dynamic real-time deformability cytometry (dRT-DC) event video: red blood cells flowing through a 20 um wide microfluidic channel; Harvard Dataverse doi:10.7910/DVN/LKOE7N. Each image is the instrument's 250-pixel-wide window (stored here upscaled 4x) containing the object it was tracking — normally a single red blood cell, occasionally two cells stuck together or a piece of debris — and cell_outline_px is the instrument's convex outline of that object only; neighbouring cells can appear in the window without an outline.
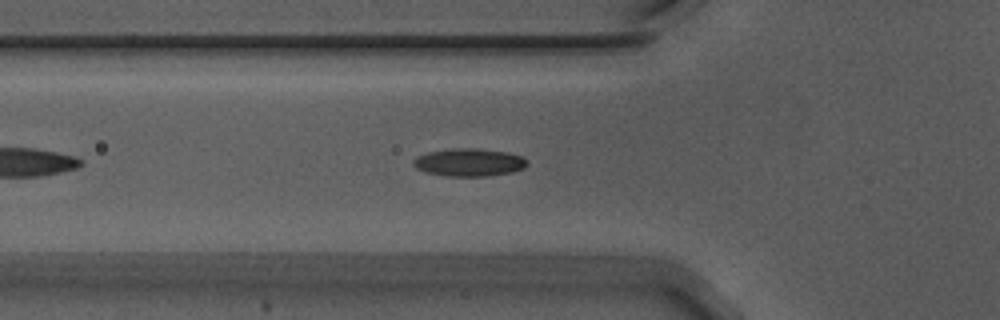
{"species": "Egyptian fruit bat (a non-hibernating species)", "species_latin": "Rousettus aegyptiacus", "temperature_condition": "warm", "stored_images_in_passage": 38, "camera_frame_rate_fps": 3000, "um_per_image_px": 0.085, "animal": {"sex": "male"}, "frame": {"image": 1, "passage_image": 8, "time_ms": 2.333, "image_size_px": [1000, 320], "cell_outline_px": [[528, 164], [524, 168], [512, 172], [488, 176], [444, 176], [424, 172], [416, 168], [412, 164], [412, 160], [416, 156], [428, 152], [452, 148], [472, 148], [508, 152], [520, 156], [528, 160]], "centroid_in_image_um": [39.84, 13.8], "position_along_channel_um": 86.0, "area_um2": 18.61}}
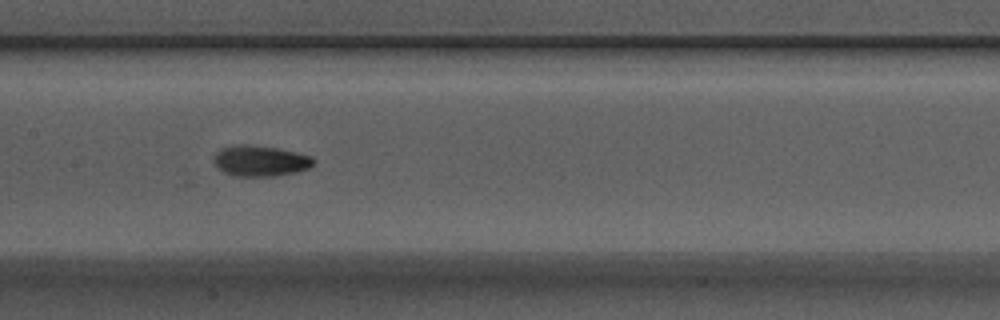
{"frame": {"image": 2, "passage_image": 16, "time_ms": 5.0, "image_size_px": [1000, 320], "cell_outline_px": [[316, 160], [308, 168], [296, 172], [276, 176], [232, 176], [216, 168], [212, 160], [216, 152], [224, 148], [240, 144], [244, 144], [276, 148], [296, 152], [308, 156]], "centroid_in_image_um": [22.08, 13.69], "position_along_channel_um": 185.3, "area_um2": 17.8}}
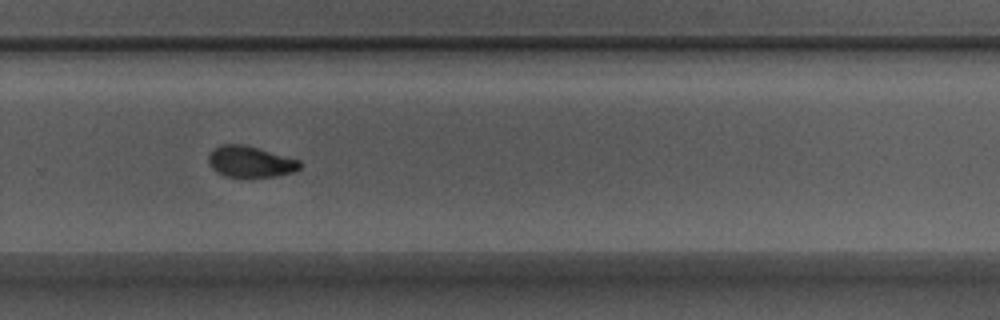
{"frame": {"image": 3, "passage_image": 26, "time_ms": 8.333, "image_size_px": [1000, 320], "cell_outline_px": [[300, 168], [292, 172], [276, 176], [224, 176], [216, 172], [208, 164], [208, 156], [212, 148], [220, 144], [240, 144], [256, 148], [300, 160]], "centroid_in_image_um": [21.21, 13.73], "position_along_channel_um": 308.6, "area_um2": 16.36}, "authors_computed_cell_mechanics": {"area_um2": 17.2533, "velocity_mm_per_s": 3.713, "shape_relaxation_time_tau1_ms": 5.0718, "shape_relaxation_time_tau2_ms": 2.7829, "deformation_change_tau1": 0.1376, "deformation_change_tau2": 0.0748}}